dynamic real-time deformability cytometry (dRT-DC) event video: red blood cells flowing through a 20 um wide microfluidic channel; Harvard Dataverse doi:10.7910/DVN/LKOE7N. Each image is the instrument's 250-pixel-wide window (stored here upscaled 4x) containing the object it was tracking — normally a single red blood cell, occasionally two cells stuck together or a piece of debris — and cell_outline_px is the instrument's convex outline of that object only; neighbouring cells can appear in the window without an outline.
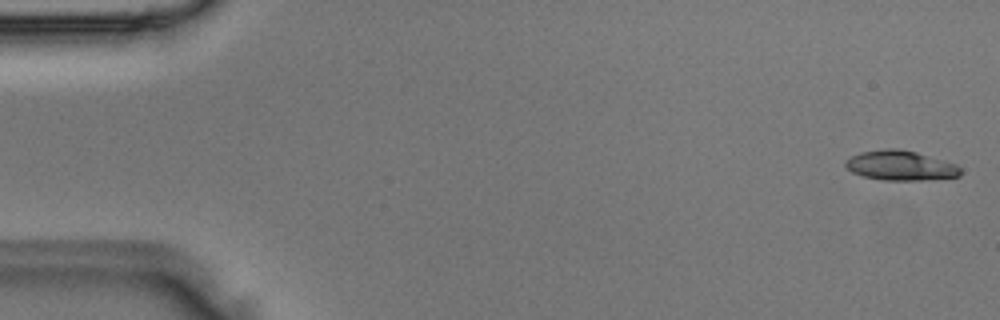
{"species": "Egyptian fruit bat (a non-hibernating species)", "species_latin": "Rousettus aegyptiacus", "temperature_condition": "room temperature", "stored_images_in_passage": 5, "camera_frame_rate_fps": 3000, "um_per_image_px": 0.085, "animal": {"sex": "male"}, "frame": {"image": 1, "passage_image": 1, "time_ms": 0.0, "image_size_px": [1000, 320], "cell_outline_px": [[960, 176], [920, 180], [884, 180], [864, 176], [852, 172], [844, 164], [844, 160], [860, 152], [884, 148], [896, 148], [916, 152], [956, 164], [960, 168]], "centroid_in_image_um": [76.51, 14.06], "position_along_channel_um": 8.5, "area_um2": 19.77}}
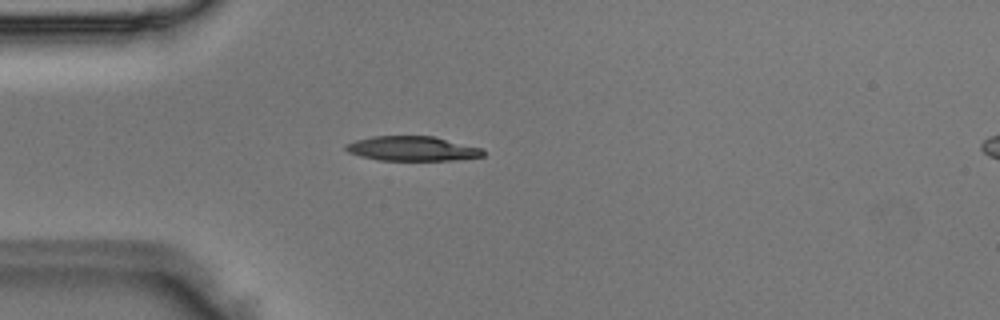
{"frame": {"image": 2, "passage_image": 4, "time_ms": 1.0, "image_size_px": [1000, 320], "cell_outline_px": [[484, 156], [456, 160], [380, 160], [360, 156], [348, 152], [344, 148], [344, 144], [356, 140], [372, 136], [432, 136], [484, 148]], "centroid_in_image_um": [35.05, 12.63], "position_along_channel_um": 49.9, "area_um2": 19.77}}